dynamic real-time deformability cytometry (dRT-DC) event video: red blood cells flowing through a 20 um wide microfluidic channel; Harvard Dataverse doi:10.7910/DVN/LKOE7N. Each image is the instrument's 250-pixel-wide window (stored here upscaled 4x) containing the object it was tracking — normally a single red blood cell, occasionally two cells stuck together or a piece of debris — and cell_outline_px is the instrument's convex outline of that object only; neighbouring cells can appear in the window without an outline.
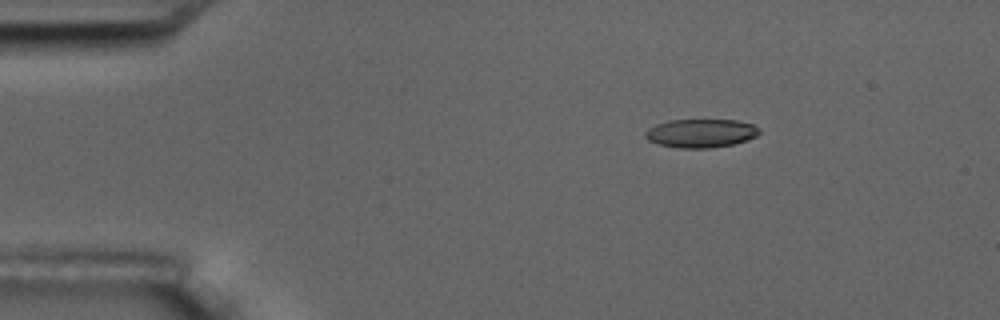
{"species": "common noctule bat (a hibernating species)", "species_latin": "Nyctalus noctula", "temperature_condition": "room temperature", "stored_images_in_passage": 5, "camera_frame_rate_fps": 3000, "um_per_image_px": 0.085, "animal": {"sex": "male", "body_mass_g": 17.5, "forearm_length_mm": 52.3}, "frame": {"image": 1, "passage_image": 5, "time_ms": 6.333, "image_size_px": [1000, 320], "cell_outline_px": [[760, 132], [756, 136], [748, 140], [732, 144], [708, 148], [680, 148], [660, 144], [648, 140], [644, 136], [644, 132], [648, 128], [656, 124], [668, 120], [736, 120], [752, 124], [760, 128]], "centroid_in_image_um": [59.57, 11.32], "position_along_channel_um": 25.4, "area_um2": 18.96}}